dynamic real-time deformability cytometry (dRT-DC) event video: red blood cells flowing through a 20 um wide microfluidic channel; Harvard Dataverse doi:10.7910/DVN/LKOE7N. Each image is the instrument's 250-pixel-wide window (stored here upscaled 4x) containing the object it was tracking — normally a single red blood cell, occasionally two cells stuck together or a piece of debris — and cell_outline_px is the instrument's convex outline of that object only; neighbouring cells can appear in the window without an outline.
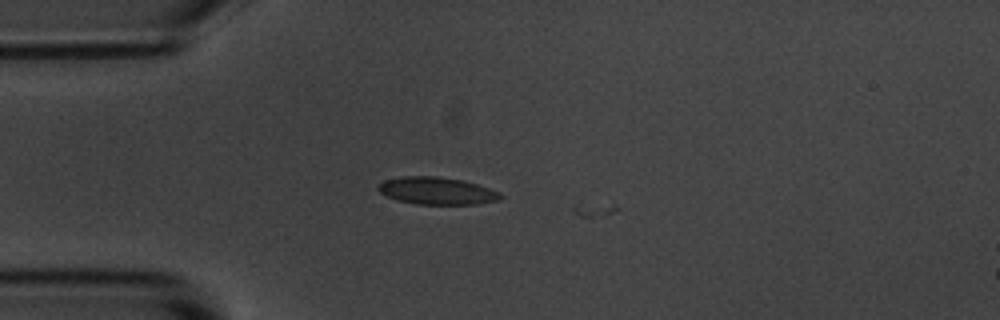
{"species": "common noctule bat (a hibernating species)", "species_latin": "Nyctalus noctula", "temperature_condition": "room temperature", "stored_images_in_passage": 2, "camera_frame_rate_fps": 3000, "um_per_image_px": 0.085, "animal": {"sex": "male", "body_mass_g": 20.1, "forearm_length_mm": 53.5}, "frame": {"image": 1, "passage_image": 1, "time_ms": 0.0, "image_size_px": [1000, 320], "cell_outline_px": [[504, 196], [500, 200], [476, 204], [416, 204], [396, 200], [380, 192], [376, 188], [384, 180], [400, 176], [436, 176], [464, 180], [500, 192]], "centroid_in_image_um": [37.14, 16.22], "position_along_channel_um": 47.9, "area_um2": 19.54}}